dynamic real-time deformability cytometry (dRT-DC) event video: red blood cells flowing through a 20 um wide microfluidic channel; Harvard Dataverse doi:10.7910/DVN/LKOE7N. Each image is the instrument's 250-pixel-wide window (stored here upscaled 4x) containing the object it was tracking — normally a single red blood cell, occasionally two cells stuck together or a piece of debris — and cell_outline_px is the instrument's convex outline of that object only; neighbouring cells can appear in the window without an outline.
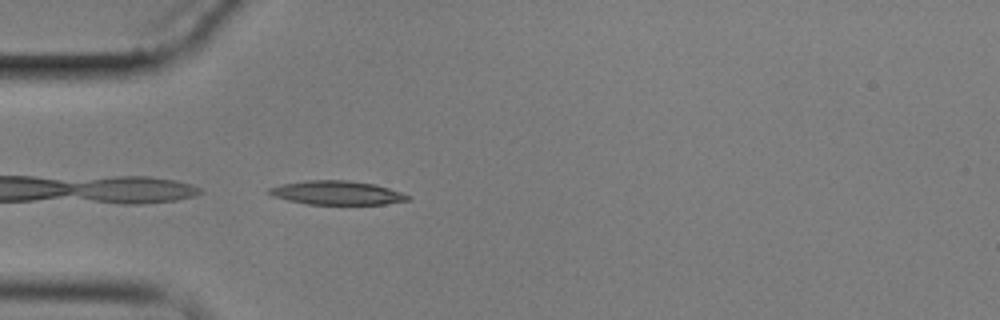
{"species": "common noctule bat (a hibernating species)", "species_latin": "Nyctalus noctula", "temperature_condition": "cold", "stored_images_in_passage": 5, "camera_frame_rate_fps": 3000, "um_per_image_px": 0.085, "animal": {"sex": "male", "body_mass_g": 17.9}, "frame": {"image": 1, "passage_image": 5, "time_ms": 5.333, "image_size_px": [1000, 320], "cell_outline_px": [[412, 196], [408, 200], [384, 204], [308, 204], [288, 200], [272, 196], [264, 192], [268, 188], [280, 184], [304, 180], [348, 180], [376, 184]], "centroid_in_image_um": [28.58, 16.38], "position_along_channel_um": 56.4, "area_um2": 19.42}}